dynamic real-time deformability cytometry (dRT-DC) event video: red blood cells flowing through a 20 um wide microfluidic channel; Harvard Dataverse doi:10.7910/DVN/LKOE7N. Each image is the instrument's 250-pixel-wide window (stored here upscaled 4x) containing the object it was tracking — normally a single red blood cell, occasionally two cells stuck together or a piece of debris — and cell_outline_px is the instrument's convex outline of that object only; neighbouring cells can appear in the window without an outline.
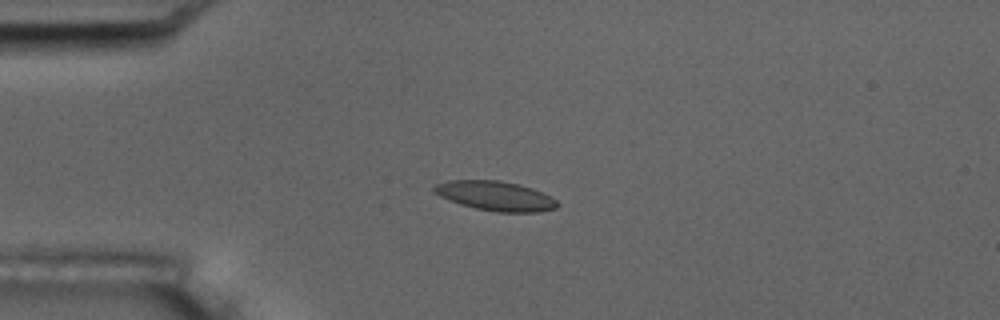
{"species": "common noctule bat (a hibernating species)", "species_latin": "Nyctalus noctula", "temperature_condition": "room temperature", "stored_images_in_passage": 6, "camera_frame_rate_fps": 3000, "um_per_image_px": 0.085, "animal": {"sex": "male", "body_mass_g": 17.5, "forearm_length_mm": 52.3}, "frame": {"image": 1, "passage_image": 4, "time_ms": 3.333, "image_size_px": [1000, 320], "cell_outline_px": [[560, 204], [556, 208], [540, 212], [496, 212], [476, 208], [460, 204], [440, 196], [432, 192], [432, 188], [436, 184], [448, 180], [500, 180], [532, 188], [556, 200]], "centroid_in_image_um": [42.09, 16.65], "position_along_channel_um": 42.9, "area_um2": 21.1}}